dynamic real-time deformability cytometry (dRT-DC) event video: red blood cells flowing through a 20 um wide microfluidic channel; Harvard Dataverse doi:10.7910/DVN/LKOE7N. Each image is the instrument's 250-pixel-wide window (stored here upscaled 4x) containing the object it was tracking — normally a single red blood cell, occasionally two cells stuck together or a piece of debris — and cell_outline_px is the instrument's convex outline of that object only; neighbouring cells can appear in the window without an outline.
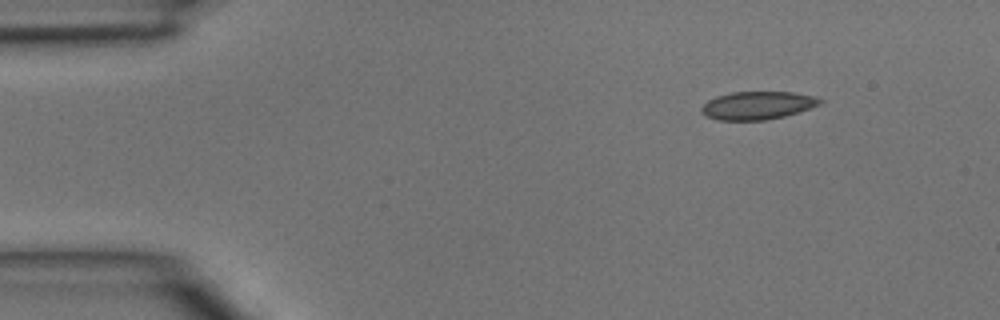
{"species": "common noctule bat (a hibernating species)", "species_latin": "Nyctalus noctula", "temperature_condition": "room temperature", "stored_images_in_passage": 40, "camera_frame_rate_fps": 3000, "um_per_image_px": 0.085, "animal": {"sex": "male", "body_mass_g": 15.6}, "frame": {"image": 1, "passage_image": 1, "time_ms": 0.0, "image_size_px": [1000, 320], "cell_outline_px": [[824, 100], [820, 104], [784, 116], [764, 120], [716, 120], [700, 112], [700, 108], [708, 100], [716, 96], [732, 92], [792, 92], [816, 96]], "centroid_in_image_um": [64.37, 8.95], "position_along_channel_um": 20.6, "area_um2": 19.25}}
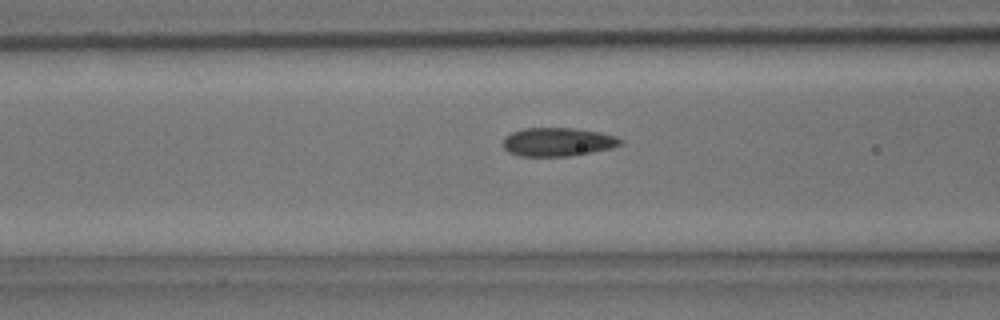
{"frame": {"image": 2, "passage_image": 13, "time_ms": 4.0, "image_size_px": [1000, 320], "cell_outline_px": [[624, 144], [612, 148], [592, 152], [568, 156], [520, 156], [508, 152], [504, 148], [504, 140], [512, 132], [524, 128], [572, 128], [600, 132], [616, 136], [624, 140]], "centroid_in_image_um": [47.47, 12.06], "position_along_channel_um": 119.1, "area_um2": 19.54}}
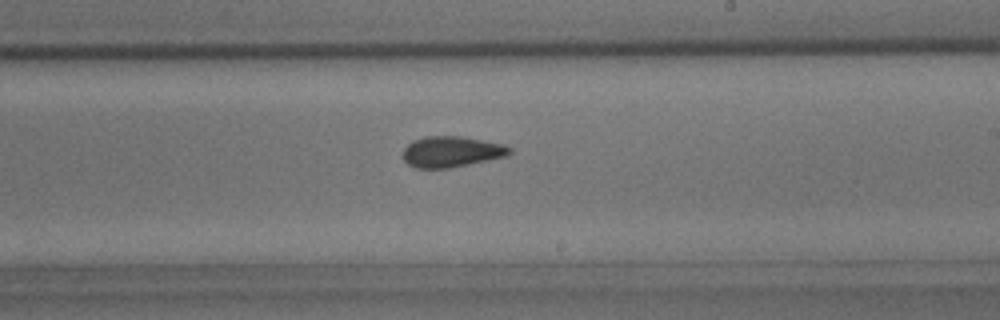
{"frame": {"image": 3, "passage_image": 22, "time_ms": 7.0, "image_size_px": [1000, 320], "cell_outline_px": [[512, 152], [508, 156], [448, 168], [416, 168], [408, 164], [404, 160], [404, 148], [412, 140], [424, 136], [460, 136], [504, 144], [512, 148]], "centroid_in_image_um": [38.39, 12.89], "position_along_channel_um": 250.6, "area_um2": 19.19}}